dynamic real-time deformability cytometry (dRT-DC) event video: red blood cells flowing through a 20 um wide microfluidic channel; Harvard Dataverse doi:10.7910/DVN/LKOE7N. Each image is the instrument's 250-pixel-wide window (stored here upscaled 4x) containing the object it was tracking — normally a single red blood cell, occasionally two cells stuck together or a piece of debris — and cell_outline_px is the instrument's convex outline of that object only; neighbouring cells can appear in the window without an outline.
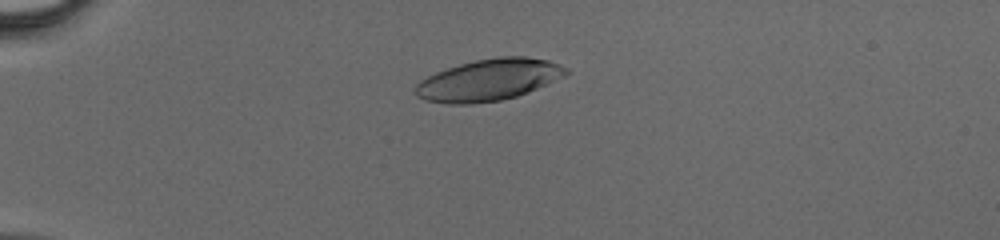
{"species": "human", "species_latin": "Homo sapiens", "temperature_condition": "cold", "stored_images_in_passage": 44, "camera_frame_rate_fps": 3000, "um_per_image_px": 0.085, "donor": {"sex": "male"}, "frame": {"image": 1, "passage_image": 11, "time_ms": 3.333, "image_size_px": [1000, 240], "cell_outline_px": [[568, 72], [564, 76], [528, 92], [516, 96], [500, 100], [468, 104], [448, 104], [424, 100], [416, 96], [416, 84], [420, 80], [436, 72], [460, 64], [476, 60], [500, 56], [524, 56], [548, 60], [568, 68]], "centroid_in_image_um": [41.53, 6.79], "position_along_channel_um": 43.5, "area_um2": 36.24}}
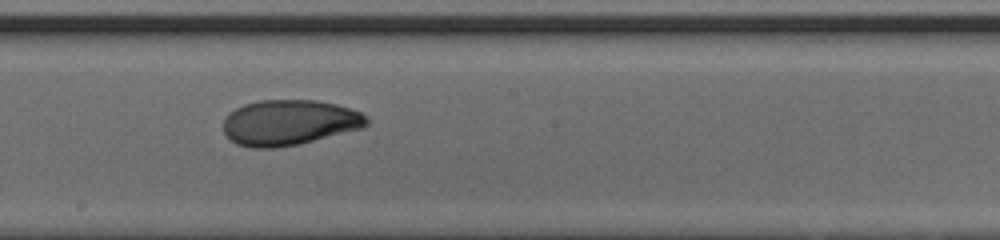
{"frame": {"image": 2, "passage_image": 26, "time_ms": 8.333, "image_size_px": [1000, 240], "cell_outline_px": [[368, 124], [360, 128], [300, 144], [276, 148], [248, 148], [236, 144], [224, 132], [224, 116], [228, 112], [244, 104], [260, 100], [316, 100], [336, 104], [360, 112], [368, 116]], "centroid_in_image_um": [24.55, 10.42], "position_along_channel_um": 223.6, "area_um2": 38.03}}
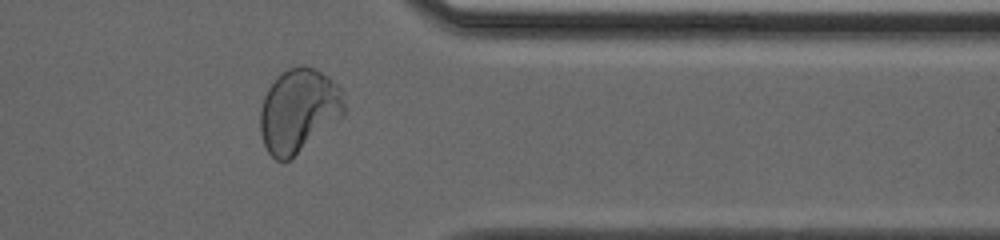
{"frame": {"image": 3, "passage_image": 37, "time_ms": 12.0, "image_size_px": [1000, 240], "cell_outline_px": [[344, 116], [288, 160], [276, 160], [268, 152], [264, 144], [260, 132], [260, 108], [264, 96], [268, 88], [280, 72], [288, 68], [304, 64], [328, 76], [344, 92]], "centroid_in_image_um": [25.38, 9.37], "position_along_channel_um": 386.0, "area_um2": 40.92}}